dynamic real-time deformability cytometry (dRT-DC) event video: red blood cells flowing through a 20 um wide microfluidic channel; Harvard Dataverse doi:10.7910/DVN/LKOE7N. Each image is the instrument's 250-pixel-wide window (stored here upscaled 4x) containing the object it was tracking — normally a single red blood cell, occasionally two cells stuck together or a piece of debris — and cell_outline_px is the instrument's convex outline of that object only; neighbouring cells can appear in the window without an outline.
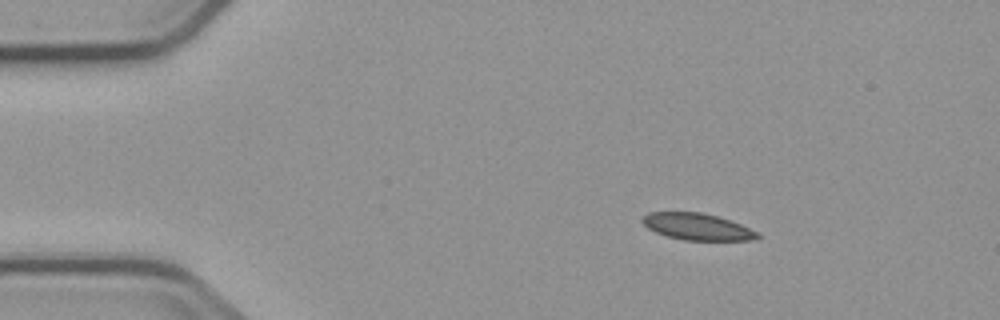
{"species": "common noctule bat (a hibernating species)", "species_latin": "Nyctalus noctula", "temperature_condition": "cold", "stored_images_in_passage": 3, "camera_frame_rate_fps": 3000, "um_per_image_px": 0.085, "animal": {"sex": "male", "body_mass_g": 23.1, "forearm_length_mm": 52.7}, "frame": {"image": 1, "passage_image": 1, "time_ms": 0.0, "image_size_px": [1000, 320], "cell_outline_px": [[760, 236], [756, 240], [684, 240], [668, 236], [656, 232], [648, 228], [640, 220], [648, 212], [700, 212], [716, 216], [740, 224], [760, 232]], "centroid_in_image_um": [59.28, 19.27], "position_along_channel_um": 25.7, "area_um2": 17.8}}
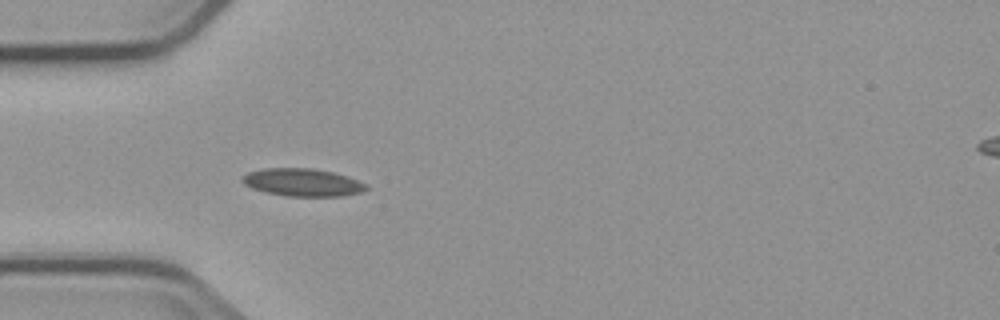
{"frame": {"image": 2, "passage_image": 3, "time_ms": 2.667, "image_size_px": [1000, 320], "cell_outline_px": [[368, 188], [360, 192], [344, 196], [288, 196], [264, 192], [252, 188], [244, 184], [240, 180], [248, 172], [264, 168], [312, 168], [332, 172], [368, 184]], "centroid_in_image_um": [25.69, 15.5], "position_along_channel_um": 59.3, "area_um2": 19.88}}